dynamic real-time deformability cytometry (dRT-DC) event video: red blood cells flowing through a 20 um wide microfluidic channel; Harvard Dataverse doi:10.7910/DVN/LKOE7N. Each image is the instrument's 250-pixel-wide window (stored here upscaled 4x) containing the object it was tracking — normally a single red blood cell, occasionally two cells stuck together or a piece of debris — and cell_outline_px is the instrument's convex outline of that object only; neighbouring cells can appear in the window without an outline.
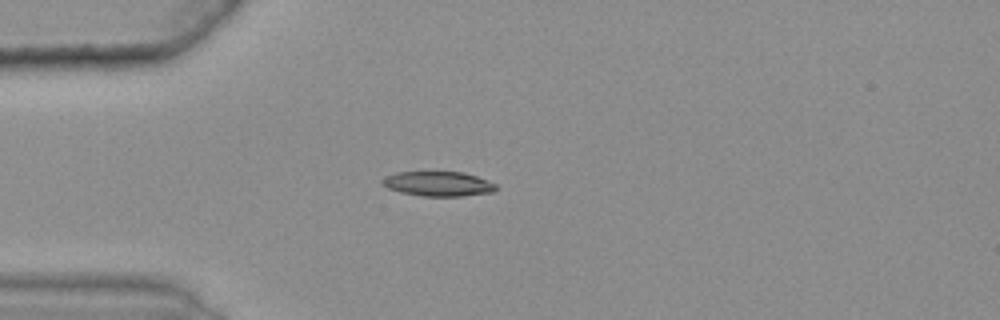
{"species": "common noctule bat (a hibernating species)", "species_latin": "Nyctalus noctula", "temperature_condition": "warm", "stored_images_in_passage": 34, "camera_frame_rate_fps": 3000, "um_per_image_px": 0.085, "animal": {"sex": "female", "body_mass_g": 25.1}, "frame": {"image": 1, "passage_image": 1, "time_ms": 0.0, "image_size_px": [1000, 320], "cell_outline_px": [[496, 188], [492, 192], [460, 196], [424, 196], [400, 192], [388, 188], [384, 184], [384, 180], [388, 176], [396, 172], [464, 172], [488, 180], [496, 184]], "centroid_in_image_um": [37.29, 15.62], "position_along_channel_um": 47.7, "area_um2": 16.07}}
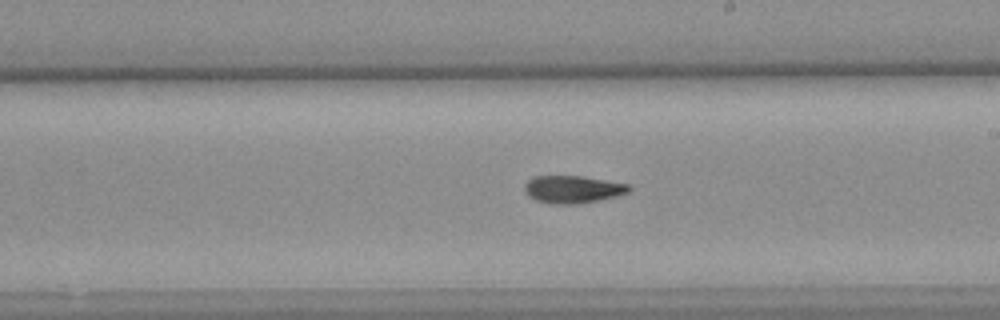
{"frame": {"image": 2, "passage_image": 18, "time_ms": 5.667, "image_size_px": [1000, 320], "cell_outline_px": [[632, 188], [628, 192], [616, 196], [600, 200], [576, 204], [548, 204], [536, 200], [528, 196], [524, 192], [524, 184], [528, 180], [536, 176], [584, 176], [628, 184]], "centroid_in_image_um": [48.66, 16.1], "position_along_channel_um": 240.3, "area_um2": 16.88}}
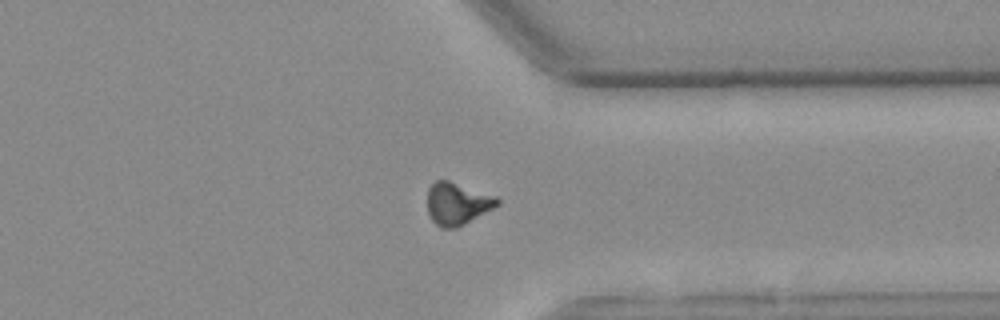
{"frame": {"image": 3, "passage_image": 29, "time_ms": 9.333, "image_size_px": [1000, 320], "cell_outline_px": [[500, 204], [464, 224], [456, 228], [440, 228], [432, 220], [428, 212], [428, 188], [436, 180], [448, 180], [496, 196], [500, 200]], "centroid_in_image_um": [38.86, 17.31], "position_along_channel_um": 372.5, "area_um2": 17.11}, "authors_computed_cell_mechanics": {"area_um2": 16.8198, "velocity_mm_per_s": 3.6628, "shape_relaxation_time_tau1_ms": 10.3245, "shape_relaxation_time_tau2_ms": 8.0648, "deformation_change_tau1": 0.2321, "deformation_change_tau2": 0.1278}}